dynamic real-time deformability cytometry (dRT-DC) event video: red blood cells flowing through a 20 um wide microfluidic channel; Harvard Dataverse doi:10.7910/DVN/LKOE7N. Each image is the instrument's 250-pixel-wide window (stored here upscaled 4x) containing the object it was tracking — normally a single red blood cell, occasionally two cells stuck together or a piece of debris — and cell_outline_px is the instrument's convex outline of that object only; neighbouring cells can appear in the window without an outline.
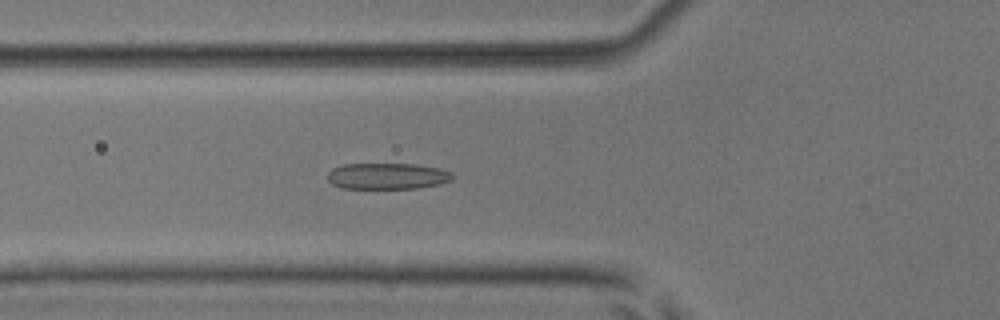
{"species": "common noctule bat (a hibernating species)", "species_latin": "Nyctalus noctula", "temperature_condition": "room temperature", "stored_images_in_passage": 43, "camera_frame_rate_fps": 3000, "um_per_image_px": 0.085, "animal": {"sex": "male", "body_mass_g": 17.9, "forearm_length_mm": 54.2}, "frame": {"image": 1, "passage_image": 11, "time_ms": 3.333, "image_size_px": [1000, 320], "cell_outline_px": [[452, 180], [440, 184], [416, 188], [340, 188], [332, 184], [328, 180], [328, 172], [332, 168], [344, 164], [416, 164], [440, 168], [452, 172]], "centroid_in_image_um": [32.92, 14.96], "position_along_channel_um": 92.9, "area_um2": 19.13}}
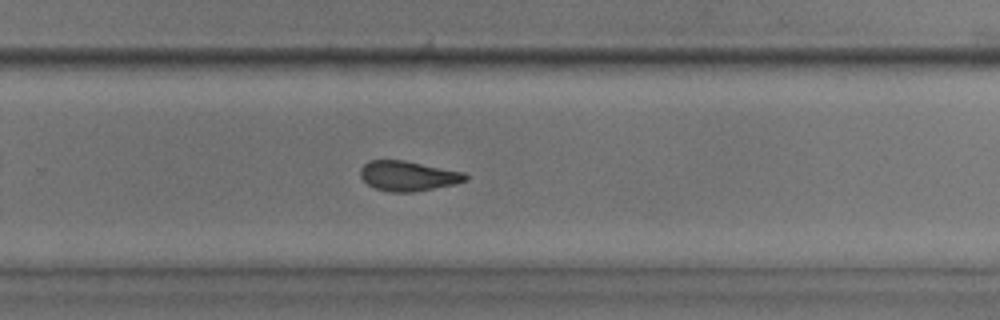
{"frame": {"image": 2, "passage_image": 26, "time_ms": 8.333, "image_size_px": [1000, 320], "cell_outline_px": [[468, 180], [452, 184], [412, 192], [392, 192], [376, 188], [368, 184], [360, 176], [360, 168], [368, 160], [404, 160], [464, 172], [468, 176]], "centroid_in_image_um": [34.66, 14.94], "position_along_channel_um": 295.1, "area_um2": 18.15}}
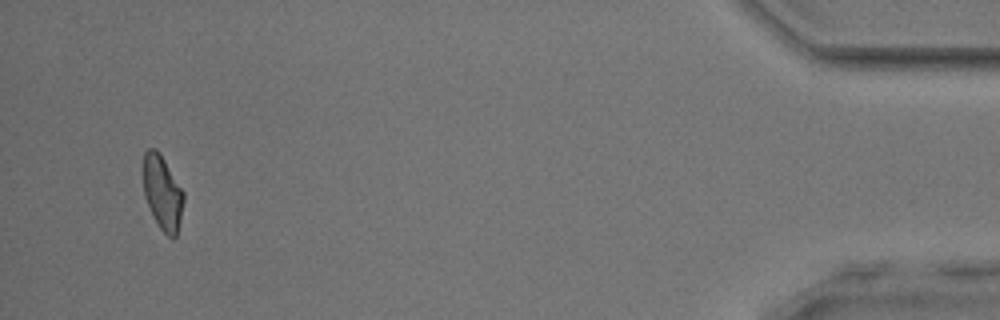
{"frame": {"image": 3, "passage_image": 41, "time_ms": 13.333, "image_size_px": [1000, 320], "cell_outline_px": [[184, 200], [180, 220], [176, 236], [172, 240], [160, 228], [144, 196], [144, 152], [148, 148], [156, 148], [160, 152], [184, 192]], "centroid_in_image_um": [13.82, 16.35], "position_along_channel_um": 421.4, "area_um2": 17.28}, "authors_computed_cell_mechanics": {"area_um2": 18.7272, "velocity_mm_per_s": 4.0536, "shape_relaxation_time_tau1_ms": 3.9333, "shape_relaxation_time_tau2_ms": 2.2763, "deformation_change_tau1": 0.135, "deformation_change_tau2": 0.1038}}